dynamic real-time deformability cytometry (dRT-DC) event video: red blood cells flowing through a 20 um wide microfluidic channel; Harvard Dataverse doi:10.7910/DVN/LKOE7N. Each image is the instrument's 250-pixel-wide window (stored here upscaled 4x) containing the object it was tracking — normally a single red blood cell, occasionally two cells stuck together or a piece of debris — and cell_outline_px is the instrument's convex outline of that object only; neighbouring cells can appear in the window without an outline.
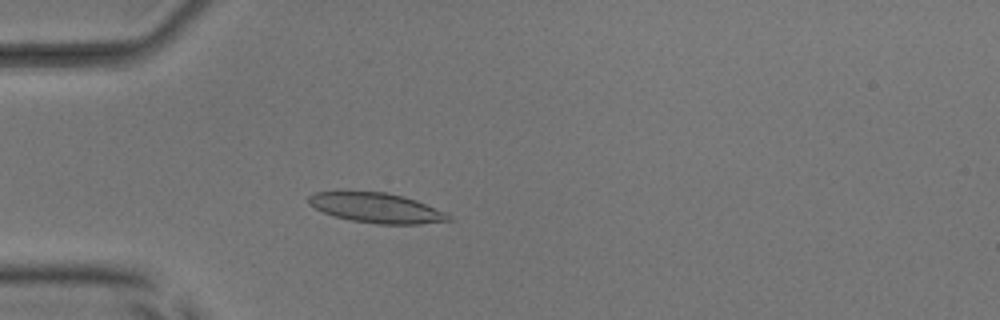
{"species": "common noctule bat (a hibernating species)", "species_latin": "Nyctalus noctula", "temperature_condition": "room temperature", "stored_images_in_passage": 53, "camera_frame_rate_fps": 3000, "um_per_image_px": 0.085, "animal": {"sex": "male", "body_mass_g": 17.9, "forearm_length_mm": 54.2}, "frame": {"image": 1, "passage_image": 15, "time_ms": 4.667, "image_size_px": [1000, 320], "cell_outline_px": [[452, 220], [420, 224], [376, 224], [352, 220], [336, 216], [324, 212], [308, 204], [308, 196], [316, 192], [388, 192], [404, 196], [416, 200], [444, 212], [452, 216]], "centroid_in_image_um": [32.02, 17.67], "position_along_channel_um": 53.0, "area_um2": 24.1}}
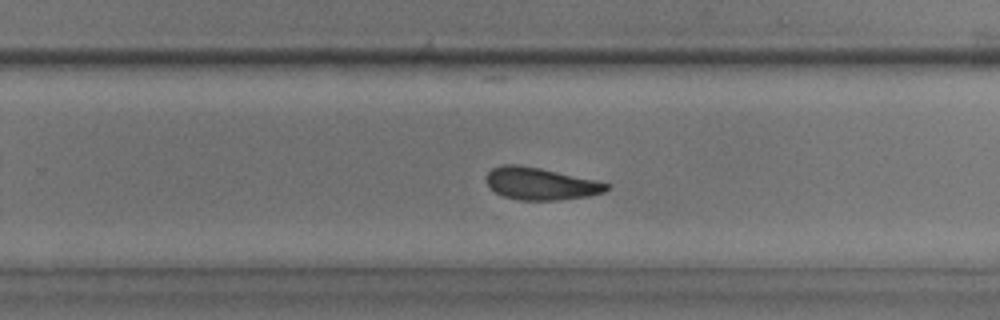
{"frame": {"image": 2, "passage_image": 34, "time_ms": 11.0, "image_size_px": [1000, 320], "cell_outline_px": [[612, 188], [604, 192], [588, 196], [560, 200], [520, 200], [504, 196], [496, 192], [488, 184], [484, 176], [492, 168], [504, 164], [520, 164], [540, 168], [596, 180], [612, 184]], "centroid_in_image_um": [45.98, 15.61], "position_along_channel_um": 283.8, "area_um2": 22.72}}
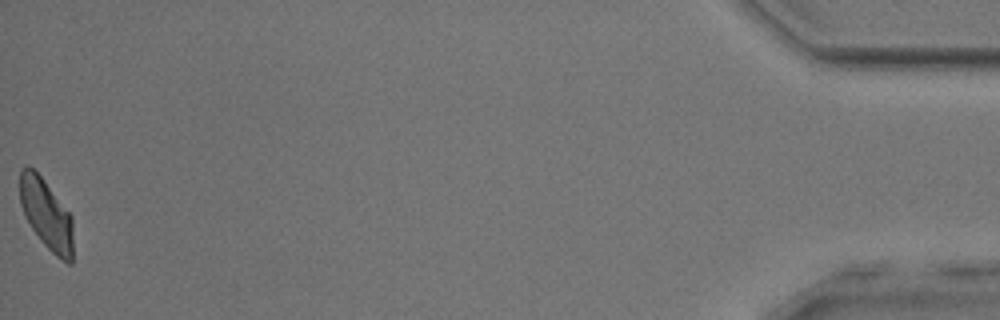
{"frame": {"image": 3, "passage_image": 53, "time_ms": 17.333, "image_size_px": [1000, 320], "cell_outline_px": [[72, 264], [68, 264], [56, 256], [44, 244], [32, 228], [24, 216], [20, 204], [20, 168], [24, 164], [28, 164], [40, 176], [72, 216]], "centroid_in_image_um": [3.92, 18.2], "position_along_channel_um": 431.3, "area_um2": 21.62}, "authors_computed_cell_mechanics": {"area_um2": 23.3512, "velocity_mm_per_s": 3.8475, "shape_relaxation_time_tau1_ms": 5.8128, "shape_relaxation_time_tau2_ms": 5.2174, "deformation_change_tau1": 0.1395, "deformation_change_tau2": 0.1189}}